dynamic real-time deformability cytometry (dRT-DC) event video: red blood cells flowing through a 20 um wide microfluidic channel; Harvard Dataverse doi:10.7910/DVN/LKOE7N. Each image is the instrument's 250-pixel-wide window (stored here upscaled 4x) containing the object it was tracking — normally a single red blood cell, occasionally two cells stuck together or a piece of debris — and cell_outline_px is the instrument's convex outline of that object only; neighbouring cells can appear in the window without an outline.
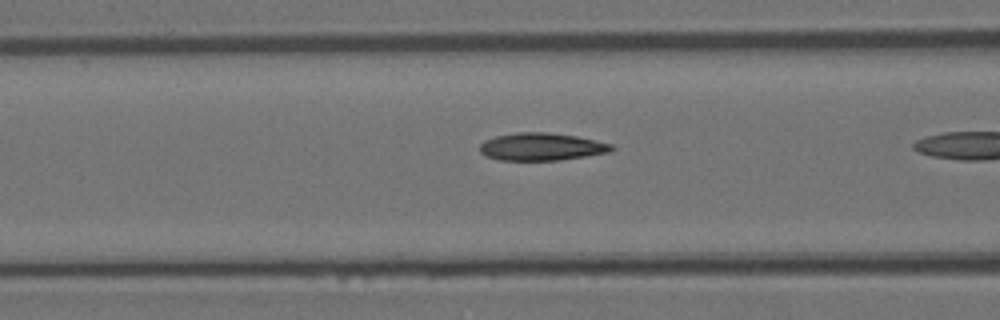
{"species": "Egyptian fruit bat (a non-hibernating species)", "species_latin": "Rousettus aegyptiacus", "temperature_condition": "room temperature", "stored_images_in_passage": 5, "camera_frame_rate_fps": 3000, "um_per_image_px": 0.085, "animal": {"sex": "female"}, "frame": {"image": 1, "passage_image": 4, "time_ms": 1.0, "image_size_px": [1000, 320], "cell_outline_px": [[616, 148], [608, 152], [560, 160], [500, 160], [484, 156], [480, 152], [480, 144], [484, 140], [496, 136], [516, 132], [548, 132], [576, 136], [612, 144]], "centroid_in_image_um": [45.99, 12.47], "position_along_channel_um": 120.6, "area_um2": 21.15}}